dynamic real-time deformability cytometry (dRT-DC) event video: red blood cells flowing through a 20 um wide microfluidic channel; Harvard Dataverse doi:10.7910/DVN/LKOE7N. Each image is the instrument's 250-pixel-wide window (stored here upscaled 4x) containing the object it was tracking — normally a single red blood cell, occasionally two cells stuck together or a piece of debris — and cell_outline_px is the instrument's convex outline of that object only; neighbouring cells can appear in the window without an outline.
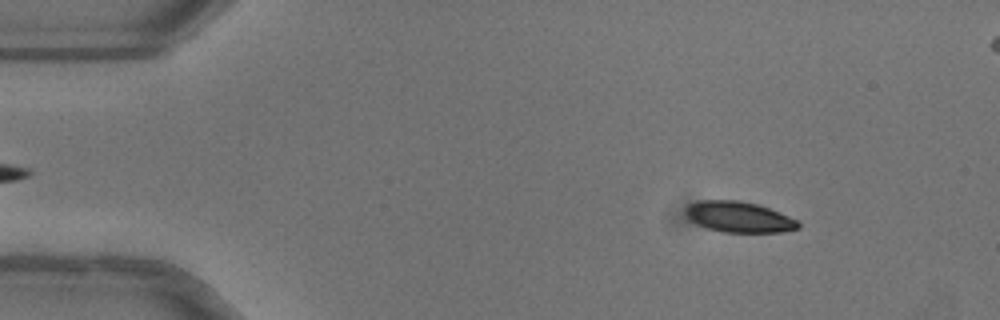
{"species": "common noctule bat (a hibernating species)", "species_latin": "Nyctalus noctula", "temperature_condition": "warm", "stored_images_in_passage": 52, "camera_frame_rate_fps": 3000, "um_per_image_px": 0.085, "animal": {"sex": "female"}, "frame": {"image": 1, "passage_image": 7, "time_ms": 2.0, "image_size_px": [1000, 320], "cell_outline_px": [[800, 228], [780, 232], [724, 232], [708, 228], [696, 224], [688, 220], [684, 212], [684, 208], [688, 204], [700, 200], [740, 200], [760, 204], [788, 216], [796, 220], [800, 224]], "centroid_in_image_um": [62.76, 18.43], "position_along_channel_um": 22.2, "area_um2": 20.4}}
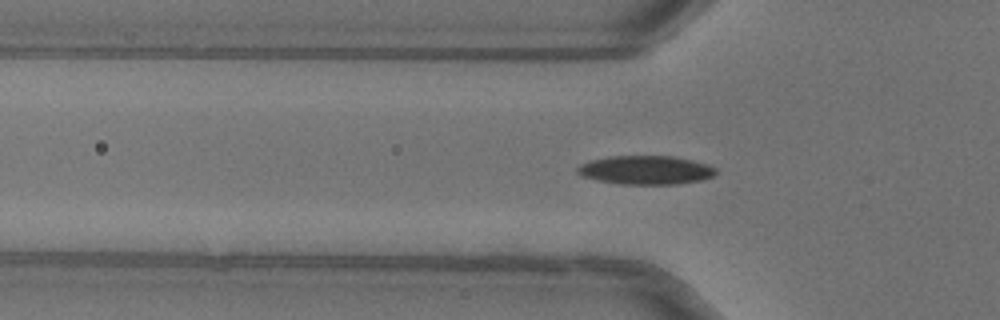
{"frame": {"image": 2, "passage_image": 17, "time_ms": 5.333, "image_size_px": [1000, 320], "cell_outline_px": [[716, 172], [712, 176], [700, 180], [676, 184], [620, 184], [600, 180], [584, 176], [576, 172], [576, 168], [580, 164], [592, 160], [608, 156], [672, 156], [692, 160], [708, 164], [716, 168]], "centroid_in_image_um": [54.89, 14.44], "position_along_channel_um": 70.9, "area_um2": 23.0}}
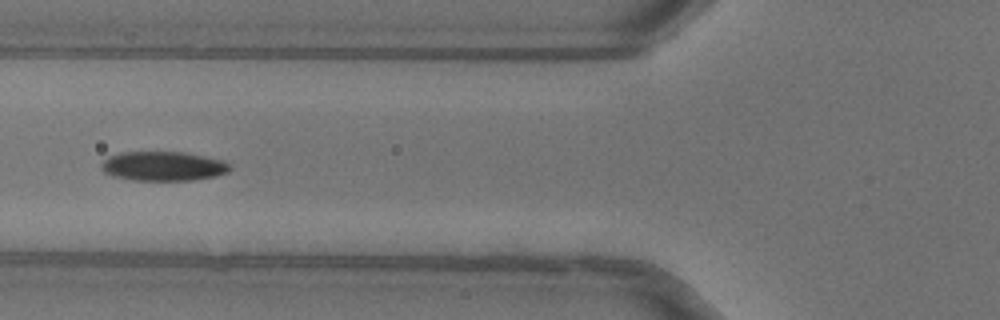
{"frame": {"image": 3, "passage_image": 20, "time_ms": 6.333, "image_size_px": [1000, 320], "cell_outline_px": [[232, 168], [228, 172], [216, 176], [192, 180], [132, 180], [112, 176], [104, 172], [100, 168], [100, 164], [108, 156], [120, 152], [188, 152], [224, 160], [232, 164]], "centroid_in_image_um": [13.9, 14.11], "position_along_channel_um": 111.9, "area_um2": 22.37}, "authors_computed_cell_mechanics": {"area_um2": 21.7906, "velocity_mm_per_s": 4.0185, "shape_relaxation_time_tau1_ms": 2.8986, "shape_relaxation_time_tau2_ms": 7.3969, "deformation_change_tau1": 0.1391, "deformation_change_tau2": 0.0755}}